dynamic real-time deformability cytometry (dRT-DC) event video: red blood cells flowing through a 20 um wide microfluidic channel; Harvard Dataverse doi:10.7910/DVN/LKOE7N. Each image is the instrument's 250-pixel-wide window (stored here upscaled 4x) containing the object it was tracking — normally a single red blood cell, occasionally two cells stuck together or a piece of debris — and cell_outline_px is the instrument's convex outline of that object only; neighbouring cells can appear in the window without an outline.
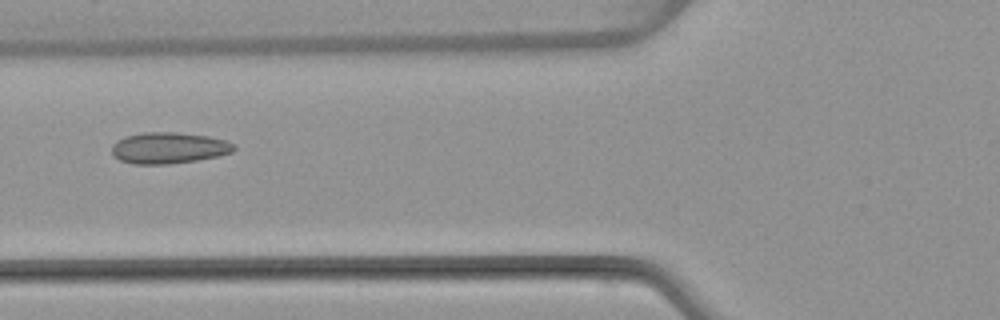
{"species": "common noctule bat (a hibernating species)", "species_latin": "Nyctalus noctula", "temperature_condition": "warm", "stored_images_in_passage": 6, "camera_frame_rate_fps": 3000, "um_per_image_px": 0.085, "animal": {"sex": "female", "body_mass_g": 22.7, "forearm_length_mm": 54.2}, "frame": {"image": 1, "passage_image": 5, "time_ms": 5.333, "image_size_px": [1000, 320], "cell_outline_px": [[236, 148], [232, 152], [220, 156], [196, 160], [168, 164], [132, 164], [120, 160], [112, 152], [112, 144], [116, 140], [124, 136], [144, 132], [176, 132], [208, 136], [224, 140], [232, 144]], "centroid_in_image_um": [14.32, 12.57], "position_along_channel_um": 111.5, "area_um2": 22.25}}
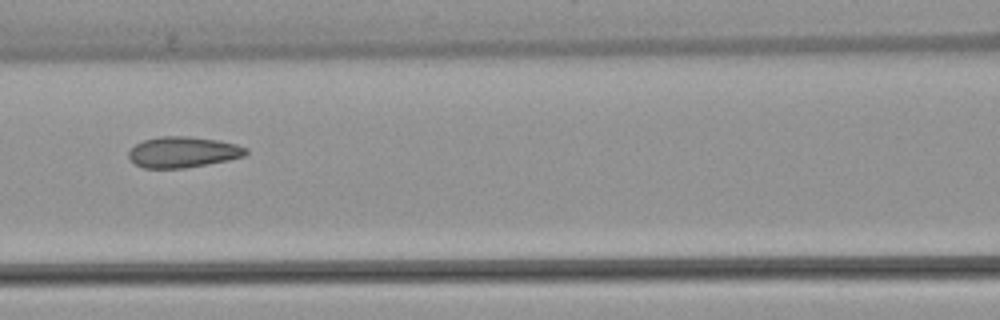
{"frame": {"image": 2, "passage_image": 6, "time_ms": 6.333, "image_size_px": [1000, 320], "cell_outline_px": [[248, 152], [244, 156], [228, 160], [184, 168], [144, 168], [136, 164], [128, 156], [128, 152], [136, 144], [144, 140], [160, 136], [188, 136], [220, 140], [236, 144], [248, 148]], "centroid_in_image_um": [15.57, 12.92], "position_along_channel_um": 151.0, "area_um2": 21.04}}